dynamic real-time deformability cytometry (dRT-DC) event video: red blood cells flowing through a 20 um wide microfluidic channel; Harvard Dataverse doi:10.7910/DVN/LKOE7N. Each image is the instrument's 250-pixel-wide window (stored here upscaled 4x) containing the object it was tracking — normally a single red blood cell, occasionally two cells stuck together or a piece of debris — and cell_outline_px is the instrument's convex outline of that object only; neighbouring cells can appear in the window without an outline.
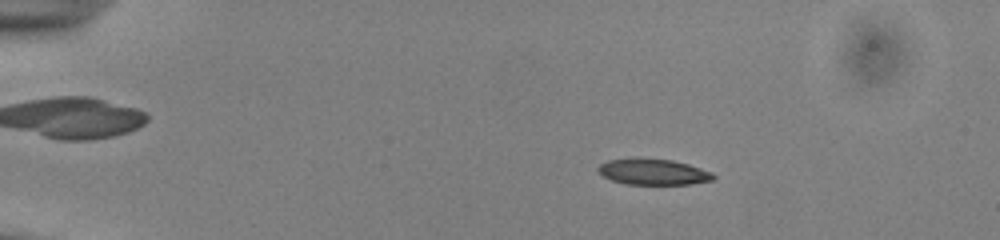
{"species": "common noctule bat (a hibernating species)", "species_latin": "Nyctalus noctula", "temperature_condition": "cold", "stored_images_in_passage": 53, "camera_frame_rate_fps": 3000, "um_per_image_px": 0.085, "animal": {"sex": "male", "body_mass_g": 13.0, "forearm_length_mm": 53.1}, "frame": {"image": 1, "passage_image": 10, "time_ms": 3.0, "image_size_px": [1000, 240], "cell_outline_px": [[716, 176], [712, 180], [692, 184], [624, 184], [612, 180], [604, 176], [596, 168], [600, 164], [608, 160], [672, 160], [688, 164], [712, 172]], "centroid_in_image_um": [55.56, 14.64], "position_along_channel_um": 29.4, "area_um2": 16.82}}
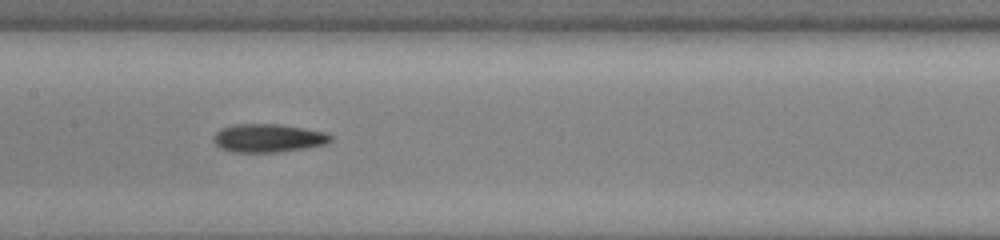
{"frame": {"image": 2, "passage_image": 28, "time_ms": 9.0, "image_size_px": [1000, 240], "cell_outline_px": [[332, 140], [328, 144], [304, 148], [276, 152], [228, 152], [220, 148], [212, 140], [212, 136], [220, 128], [236, 124], [280, 124], [304, 128], [324, 132], [332, 136]], "centroid_in_image_um": [22.76, 11.74], "position_along_channel_um": 184.6, "area_um2": 19.48}}
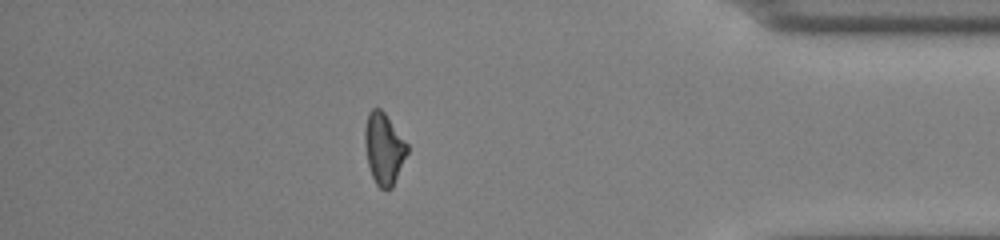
{"frame": {"image": 3, "passage_image": 47, "time_ms": 15.333, "image_size_px": [1000, 240], "cell_outline_px": [[408, 152], [392, 188], [380, 188], [376, 184], [372, 176], [368, 164], [364, 144], [364, 128], [368, 112], [372, 108], [380, 108], [384, 112], [408, 144]], "centroid_in_image_um": [32.61, 12.61], "position_along_channel_um": 402.6, "area_um2": 17.63}, "authors_computed_cell_mechanics": {"area_um2": 18.1492, "velocity_mm_per_s": 3.9251, "shape_relaxation_time_tau1_ms": 3.3588, "shape_relaxation_time_tau2_ms": 6.2103, "deformation_change_tau1": 0.1106, "deformation_change_tau2": 0.1474}}